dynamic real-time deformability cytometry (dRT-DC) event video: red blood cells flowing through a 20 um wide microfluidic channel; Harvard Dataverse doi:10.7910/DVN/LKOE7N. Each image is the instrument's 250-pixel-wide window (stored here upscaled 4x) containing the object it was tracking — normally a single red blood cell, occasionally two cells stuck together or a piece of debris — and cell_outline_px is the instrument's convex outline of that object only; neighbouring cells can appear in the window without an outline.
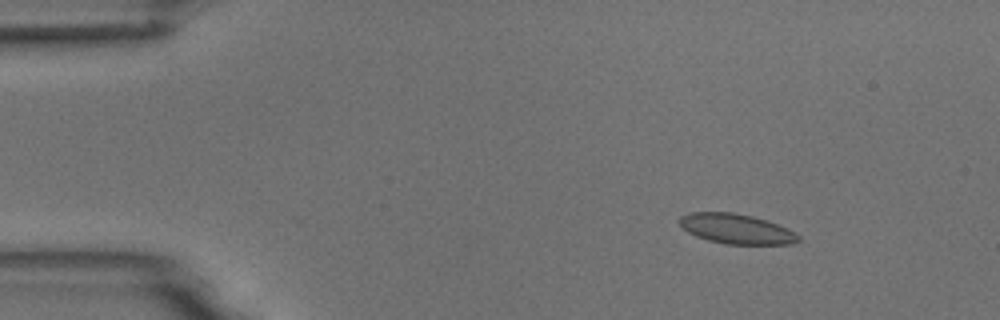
{"species": "common noctule bat (a hibernating species)", "species_latin": "Nyctalus noctula", "temperature_condition": "room temperature", "stored_images_in_passage": 3, "camera_frame_rate_fps": 3000, "um_per_image_px": 0.085, "animal": {"sex": "male", "body_mass_g": 18.8}, "frame": {"image": 1, "passage_image": 1, "time_ms": 0.0, "image_size_px": [1000, 320], "cell_outline_px": [[800, 240], [792, 244], [724, 244], [708, 240], [696, 236], [688, 232], [676, 220], [680, 216], [692, 212], [732, 212], [752, 216], [776, 224], [800, 236]], "centroid_in_image_um": [62.53, 19.45], "position_along_channel_um": 22.5, "area_um2": 20.52}}
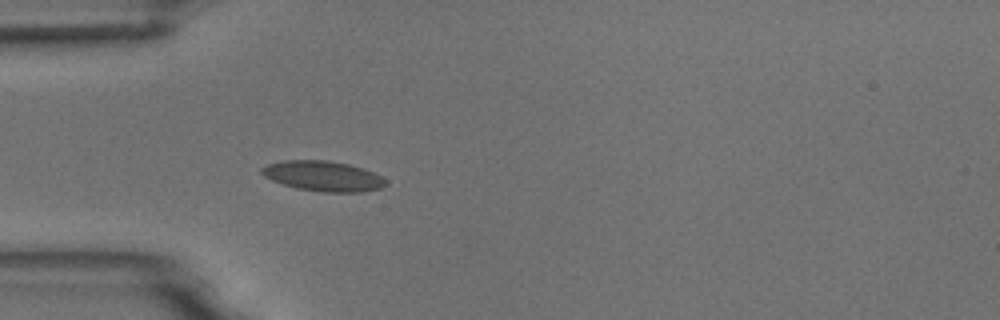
{"frame": {"image": 2, "passage_image": 3, "time_ms": 0.667, "image_size_px": [1000, 320], "cell_outline_px": [[388, 184], [380, 188], [360, 192], [320, 192], [296, 188], [272, 180], [264, 176], [260, 172], [260, 168], [268, 164], [284, 160], [328, 160], [348, 164], [364, 168], [388, 180]], "centroid_in_image_um": [27.47, 14.96], "position_along_channel_um": 57.5, "area_um2": 21.91}}